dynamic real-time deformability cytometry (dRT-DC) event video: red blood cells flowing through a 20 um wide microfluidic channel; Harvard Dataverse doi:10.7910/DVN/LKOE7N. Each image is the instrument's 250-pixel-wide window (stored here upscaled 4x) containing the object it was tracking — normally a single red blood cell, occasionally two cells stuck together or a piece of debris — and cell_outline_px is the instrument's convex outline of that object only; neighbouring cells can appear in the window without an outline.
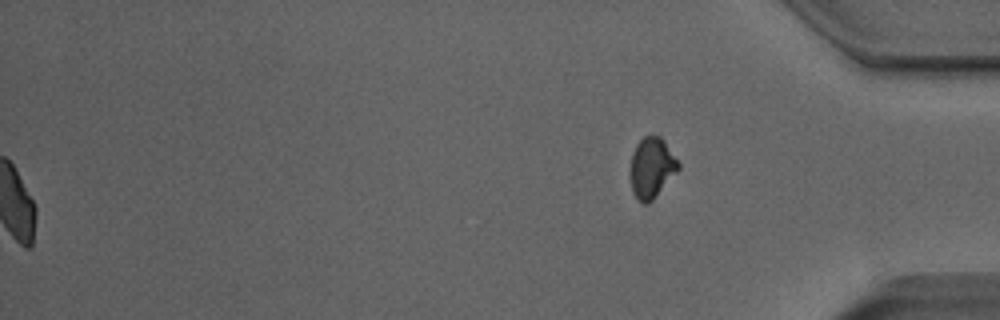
{"species": "Egyptian fruit bat (a non-hibernating species)", "species_latin": "Rousettus aegyptiacus", "temperature_condition": "room temperature", "stored_images_in_passage": 52, "segment_of_instrument_passage": [2, 2], "camera_frame_rate_fps": 3000, "um_per_image_px": 0.085, "animal": {"sex": "male"}, "frame": {"image": 1, "passage_image": 52, "time_ms": 17.0, "image_size_px": [1000, 320], "cell_outline_px": [[680, 168], [652, 200], [648, 204], [644, 204], [636, 200], [632, 192], [632, 152], [636, 144], [644, 136], [660, 136], [664, 140], [680, 164]], "centroid_in_image_um": [55.4, 14.26], "position_along_channel_um": 379.8, "area_um2": 16.65}}